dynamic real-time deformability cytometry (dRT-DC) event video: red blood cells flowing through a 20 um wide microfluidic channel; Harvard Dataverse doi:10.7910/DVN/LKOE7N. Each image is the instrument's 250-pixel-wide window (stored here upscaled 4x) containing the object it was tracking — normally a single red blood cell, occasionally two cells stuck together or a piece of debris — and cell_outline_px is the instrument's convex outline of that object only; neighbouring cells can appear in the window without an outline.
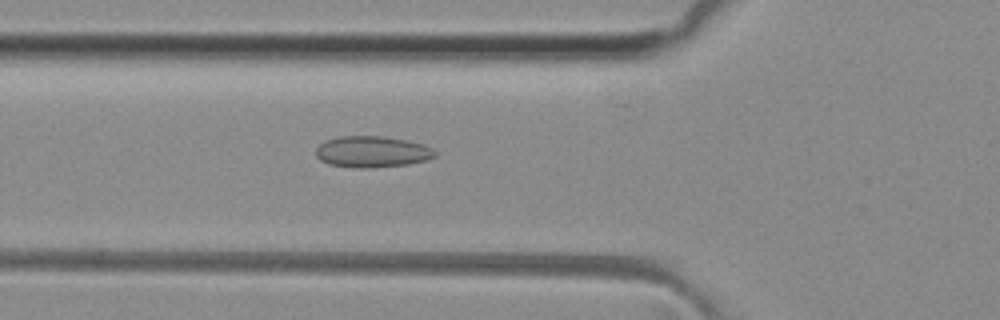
{"species": "common noctule bat (a hibernating species)", "species_latin": "Nyctalus noctula", "temperature_condition": "room temperature", "stored_images_in_passage": 46, "camera_frame_rate_fps": 3000, "um_per_image_px": 0.085, "animal": {"sex": "female", "body_mass_g": 29.2, "forearm_length_mm": 56.3}, "frame": {"image": 1, "passage_image": 18, "time_ms": 5.667, "image_size_px": [1000, 320], "cell_outline_px": [[436, 156], [428, 160], [408, 164], [368, 168], [356, 168], [328, 164], [320, 160], [316, 156], [316, 148], [324, 140], [340, 136], [384, 136], [408, 140], [424, 144], [432, 148], [436, 152]], "centroid_in_image_um": [31.64, 12.89], "position_along_channel_um": 94.2, "area_um2": 21.96}}
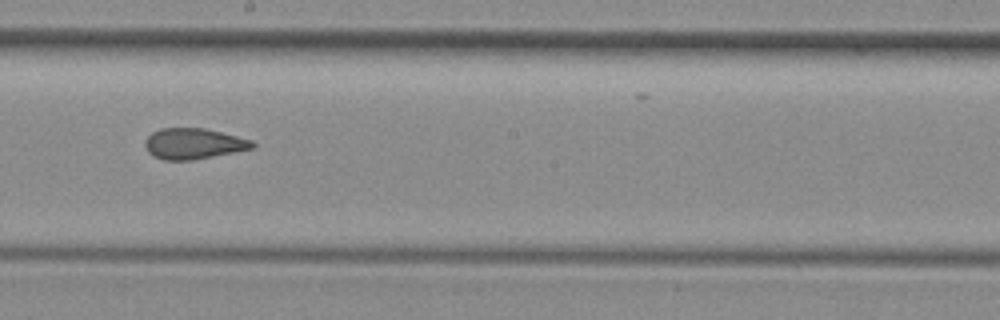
{"frame": {"image": 2, "passage_image": 28, "time_ms": 9.0, "image_size_px": [1000, 320], "cell_outline_px": [[256, 148], [192, 160], [164, 160], [152, 156], [148, 152], [144, 144], [144, 140], [152, 132], [160, 128], [204, 128], [252, 140], [256, 144]], "centroid_in_image_um": [16.44, 12.21], "position_along_channel_um": 231.8, "area_um2": 19.36}}
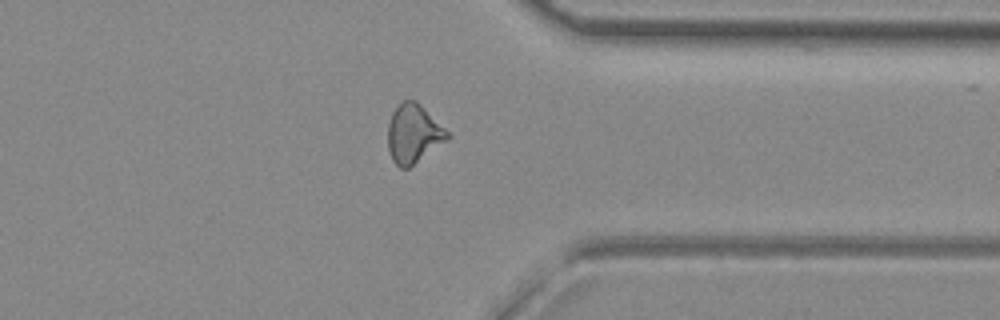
{"frame": {"image": 3, "passage_image": 39, "time_ms": 12.667, "image_size_px": [1000, 320], "cell_outline_px": [[452, 136], [448, 140], [408, 168], [400, 168], [392, 160], [388, 148], [388, 124], [392, 112], [404, 100], [416, 100]], "centroid_in_image_um": [35.14, 11.38], "position_along_channel_um": 376.3, "area_um2": 20.17}, "authors_computed_cell_mechanics": {"area_um2": 20.2011, "velocity_mm_per_s": 4.1164, "shape_relaxation_time_tau1_ms": null, "shape_relaxation_time_tau2_ms": 1.3716, "deformation_change_tau1": null, "deformation_change_tau2": 0.0708}}